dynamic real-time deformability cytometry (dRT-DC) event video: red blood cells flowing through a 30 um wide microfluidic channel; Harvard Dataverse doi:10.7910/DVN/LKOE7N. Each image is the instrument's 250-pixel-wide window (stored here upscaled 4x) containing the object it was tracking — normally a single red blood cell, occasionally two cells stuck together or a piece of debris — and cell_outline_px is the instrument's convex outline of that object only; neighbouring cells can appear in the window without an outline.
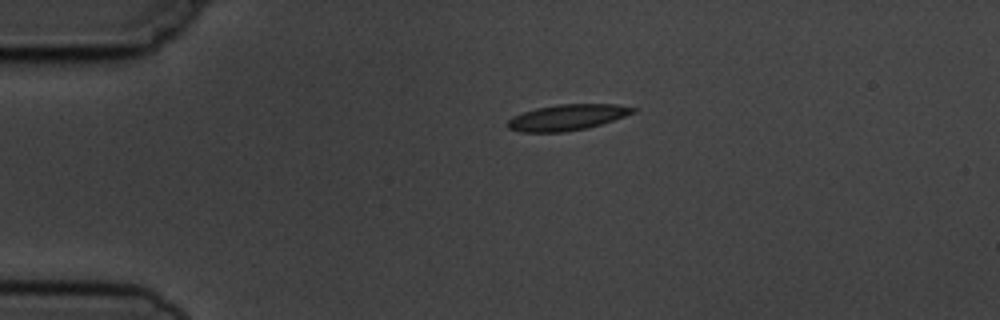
{"species": "common noctule bat (a hibernating species)", "species_latin": "Nyctalus noctula", "temperature_condition": "cold", "stored_images_in_passage": 2, "camera_frame_rate_fps": 3000, "um_per_image_px": 0.085, "animal": {"sex": "male", "body_mass_g": 19.5, "forearm_length_mm": 54.6}, "frame": {"image": 1, "passage_image": 1, "time_ms": 0.0, "image_size_px": [1000, 320], "cell_outline_px": [[640, 108], [636, 112], [588, 128], [564, 132], [520, 132], [508, 128], [508, 120], [512, 116], [536, 108], [556, 104], [616, 104]], "centroid_in_image_um": [48.23, 9.97], "position_along_channel_um": 36.8, "area_um2": 18.96}}